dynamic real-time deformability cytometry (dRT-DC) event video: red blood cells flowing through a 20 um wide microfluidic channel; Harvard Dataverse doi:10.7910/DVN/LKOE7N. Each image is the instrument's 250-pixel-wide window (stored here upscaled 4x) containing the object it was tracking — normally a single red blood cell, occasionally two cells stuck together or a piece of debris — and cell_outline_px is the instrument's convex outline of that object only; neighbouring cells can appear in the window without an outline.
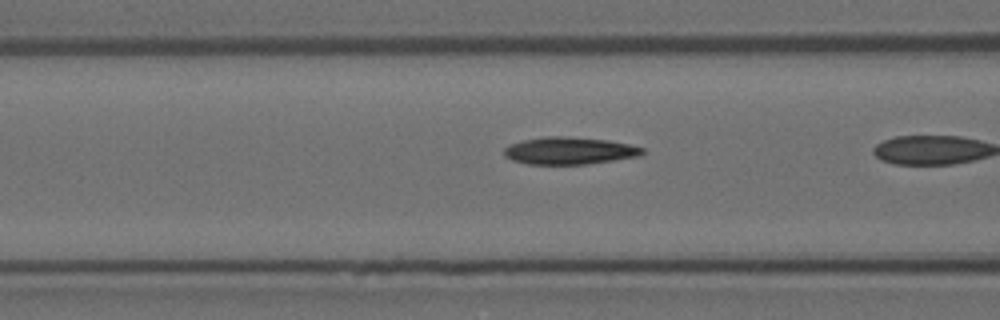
{"species": "Egyptian fruit bat (a non-hibernating species)", "species_latin": "Rousettus aegyptiacus", "temperature_condition": "room temperature", "stored_images_in_passage": 7, "camera_frame_rate_fps": 3000, "um_per_image_px": 0.085, "animal": {"sex": "female"}, "frame": {"image": 1, "passage_image": 6, "time_ms": 1.667, "image_size_px": [1000, 320], "cell_outline_px": [[644, 152], [640, 156], [588, 164], [528, 164], [512, 160], [504, 156], [504, 148], [512, 144], [524, 140], [548, 136], [560, 136], [608, 140], [628, 144], [644, 148]], "centroid_in_image_um": [48.41, 12.82], "position_along_channel_um": 118.2, "area_um2": 21.79}}